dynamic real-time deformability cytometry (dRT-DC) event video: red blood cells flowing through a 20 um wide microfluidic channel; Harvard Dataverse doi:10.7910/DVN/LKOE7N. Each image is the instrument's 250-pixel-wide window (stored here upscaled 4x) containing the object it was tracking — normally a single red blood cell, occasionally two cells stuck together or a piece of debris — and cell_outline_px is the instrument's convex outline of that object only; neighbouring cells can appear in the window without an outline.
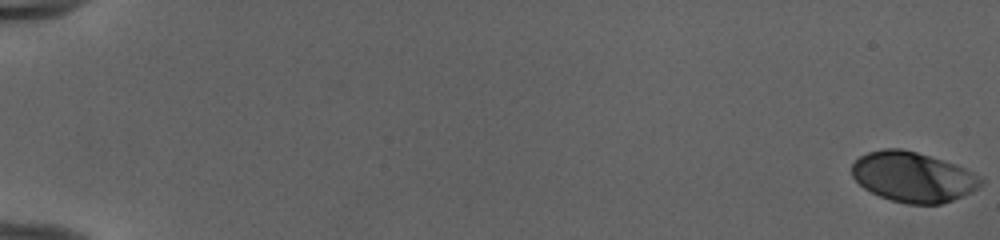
{"species": "human", "species_latin": "Homo sapiens", "temperature_condition": "cold", "stored_images_in_passage": 54, "camera_frame_rate_fps": 3000, "um_per_image_px": 0.085, "donor": {"sex": "female"}, "frame": {"image": 1, "passage_image": 1, "time_ms": 0.0, "image_size_px": [1000, 240], "cell_outline_px": [[984, 184], [972, 192], [952, 200], [940, 204], [908, 204], [892, 200], [880, 196], [864, 188], [852, 176], [852, 164], [860, 156], [868, 152], [884, 148], [900, 148], [916, 152], [956, 164], [972, 172], [984, 180]], "centroid_in_image_um": [77.62, 15.04], "position_along_channel_um": 7.4, "area_um2": 37.51}}
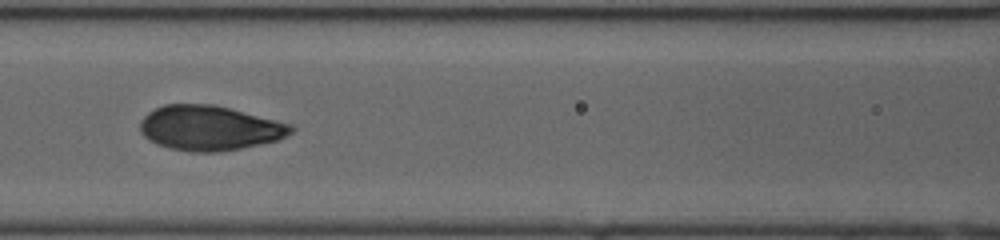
{"frame": {"image": 2, "passage_image": 27, "time_ms": 8.667, "image_size_px": [1000, 240], "cell_outline_px": [[296, 128], [292, 132], [276, 140], [260, 144], [240, 148], [216, 152], [188, 152], [168, 148], [156, 144], [148, 140], [140, 132], [140, 120], [148, 112], [164, 104], [212, 104], [292, 124]], "centroid_in_image_um": [17.76, 10.88], "position_along_channel_um": 148.8, "area_um2": 39.36}}
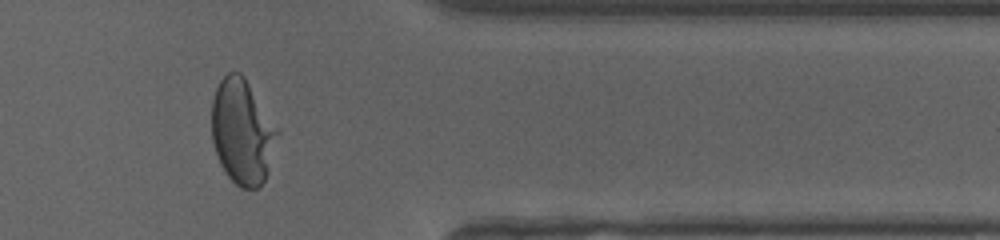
{"frame": {"image": 3, "passage_image": 46, "time_ms": 15.0, "image_size_px": [1000, 240], "cell_outline_px": [[280, 132], [268, 172], [264, 180], [256, 188], [240, 188], [224, 172], [220, 164], [212, 140], [212, 100], [216, 88], [220, 80], [228, 72], [240, 72], [244, 76], [280, 128]], "centroid_in_image_um": [20.62, 11.18], "position_along_channel_um": 390.8, "area_um2": 40.63}, "authors_computed_cell_mechanics": {"area_um2": 38.3214, "velocity_mm_per_s": 3.9783, "shape_relaxation_time_tau1_ms": 3.9882, "shape_relaxation_time_tau2_ms": null, "deformation_change_tau1": 0.2169, "deformation_change_tau2": null}}